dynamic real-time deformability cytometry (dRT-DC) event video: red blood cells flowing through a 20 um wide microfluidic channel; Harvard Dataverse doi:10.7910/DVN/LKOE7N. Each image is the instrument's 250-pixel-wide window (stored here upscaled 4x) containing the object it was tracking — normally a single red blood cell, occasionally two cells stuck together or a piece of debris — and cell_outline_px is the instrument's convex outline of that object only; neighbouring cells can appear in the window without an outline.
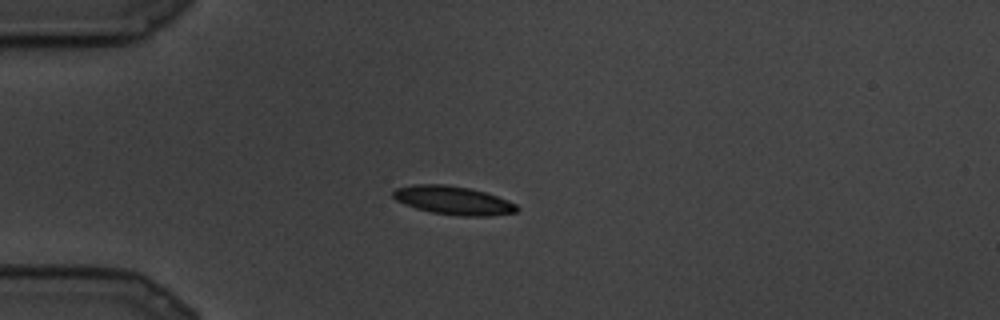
{"species": "common noctule bat (a hibernating species)", "species_latin": "Nyctalus noctula", "temperature_condition": "cold", "stored_images_in_passage": 4, "camera_frame_rate_fps": 3000, "um_per_image_px": 0.085, "animal": {"sex": "male", "body_mass_g": 19.5, "forearm_length_mm": 54.6}, "frame": {"image": 1, "passage_image": 1, "time_ms": 0.0, "image_size_px": [1000, 320], "cell_outline_px": [[520, 208], [516, 212], [492, 216], [464, 216], [432, 212], [416, 208], [404, 204], [396, 200], [392, 196], [392, 192], [396, 188], [416, 184], [444, 184], [468, 188], [484, 192], [508, 200], [516, 204]], "centroid_in_image_um": [38.53, 17.03], "position_along_channel_um": 46.5, "area_um2": 20.46}}
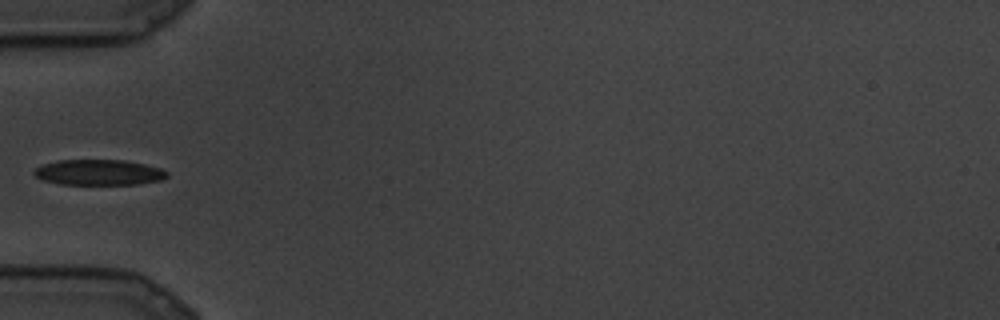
{"frame": {"image": 2, "passage_image": 3, "time_ms": 0.667, "image_size_px": [1000, 320], "cell_outline_px": [[168, 176], [160, 180], [136, 184], [60, 184], [44, 180], [32, 176], [32, 172], [40, 164], [56, 160], [124, 160], [144, 164], [160, 168], [168, 172]], "centroid_in_image_um": [8.34, 14.64], "position_along_channel_um": 76.7, "area_um2": 19.88}}